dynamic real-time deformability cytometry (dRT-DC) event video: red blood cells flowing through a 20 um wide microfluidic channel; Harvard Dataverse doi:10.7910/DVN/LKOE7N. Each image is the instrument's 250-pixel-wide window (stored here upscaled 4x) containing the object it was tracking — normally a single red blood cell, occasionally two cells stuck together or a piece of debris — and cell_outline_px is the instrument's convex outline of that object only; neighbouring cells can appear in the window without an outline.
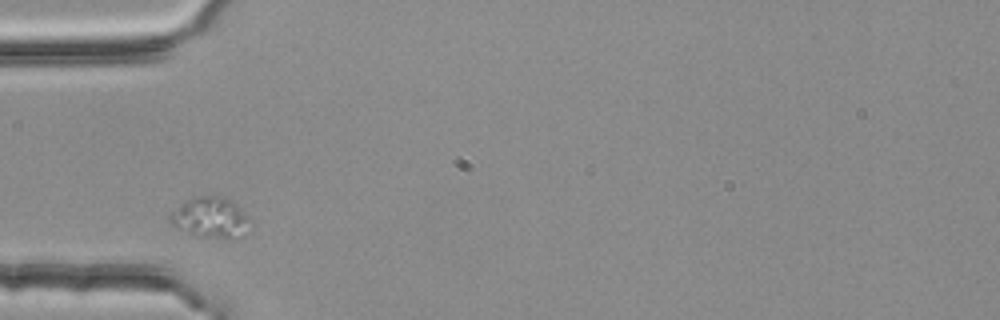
{"species": "common noctule bat (a hibernating species)", "species_latin": "Nyctalus noctula", "temperature_condition": "room temperature", "stored_images_in_passage": 2, "camera_frame_rate_fps": 3000, "um_per_image_px": 0.085, "animal": {"sex": "female", "body_mass_g": 25.1}, "frame": {"image": 1, "passage_image": 1, "time_ms": 0.0, "image_size_px": [1000, 320], "cell_outline_px": [[248, 216], [244, 236], [232, 240], [224, 240], [192, 236], [172, 224], [168, 216], [168, 212], [188, 200], [196, 196], [220, 196], [232, 200]], "centroid_in_image_um": [17.86, 18.54], "position_along_channel_um": 67.1, "area_um2": 19.25}}